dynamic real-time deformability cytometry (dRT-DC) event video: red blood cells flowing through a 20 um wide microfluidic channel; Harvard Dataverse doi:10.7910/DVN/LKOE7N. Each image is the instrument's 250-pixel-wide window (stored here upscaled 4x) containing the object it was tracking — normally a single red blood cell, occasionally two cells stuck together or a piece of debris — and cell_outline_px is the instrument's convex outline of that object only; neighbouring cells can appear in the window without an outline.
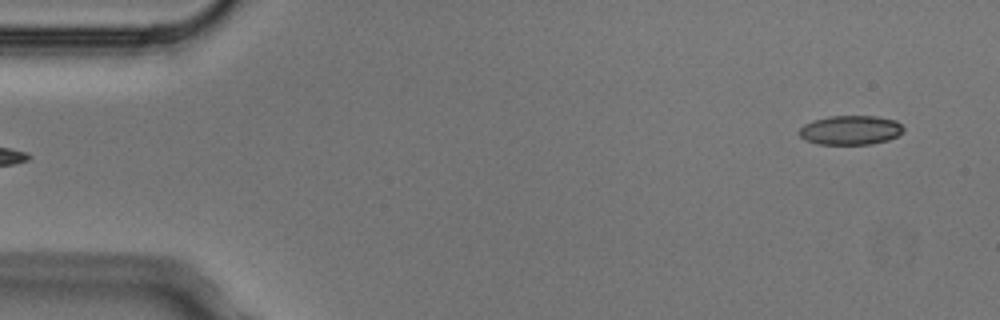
{"species": "Egyptian fruit bat (a non-hibernating species)", "species_latin": "Rousettus aegyptiacus", "temperature_condition": "cold", "stored_images_in_passage": 4, "segment_of_instrument_passage": [2, 2], "camera_frame_rate_fps": 3000, "um_per_image_px": 0.085, "animal": {"sex": "male"}, "frame": {"image": 1, "passage_image": 4, "time_ms": 1.0, "image_size_px": [1000, 320], "cell_outline_px": [[904, 132], [888, 140], [872, 144], [816, 144], [804, 140], [796, 132], [804, 124], [812, 120], [828, 116], [876, 116], [896, 120], [904, 128]], "centroid_in_image_um": [72.26, 11.06], "position_along_channel_um": 12.7, "area_um2": 18.03}}